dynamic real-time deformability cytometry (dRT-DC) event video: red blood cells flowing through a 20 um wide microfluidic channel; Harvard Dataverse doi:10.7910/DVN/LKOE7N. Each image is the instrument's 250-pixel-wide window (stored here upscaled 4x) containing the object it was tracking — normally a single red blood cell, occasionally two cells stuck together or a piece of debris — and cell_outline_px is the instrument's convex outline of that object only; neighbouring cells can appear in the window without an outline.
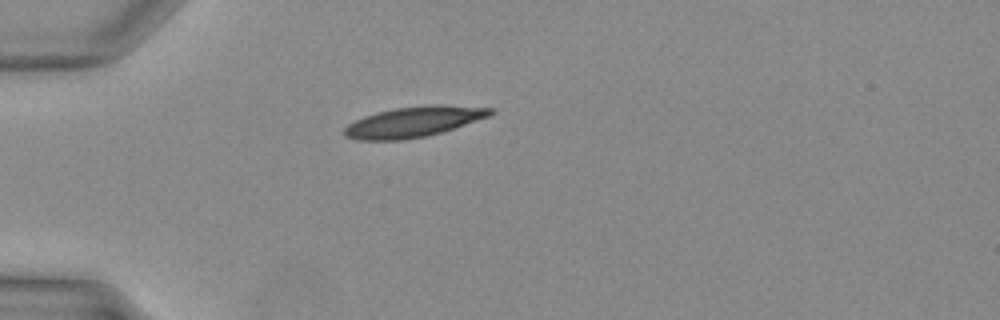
{"species": "Egyptian fruit bat (a non-hibernating species)", "species_latin": "Rousettus aegyptiacus", "temperature_condition": "warm", "stored_images_in_passage": 29, "camera_frame_rate_fps": 3000, "um_per_image_px": 0.085, "animal": {"sex": "female"}, "frame": {"image": 1, "passage_image": 1, "time_ms": 0.0, "image_size_px": [1000, 320], "cell_outline_px": [[496, 112], [488, 116], [440, 132], [424, 136], [400, 140], [356, 140], [344, 136], [344, 128], [348, 124], [364, 116], [376, 112], [396, 108], [432, 104], [492, 108]], "centroid_in_image_um": [35.1, 10.35], "position_along_channel_um": 49.9, "area_um2": 25.49}}
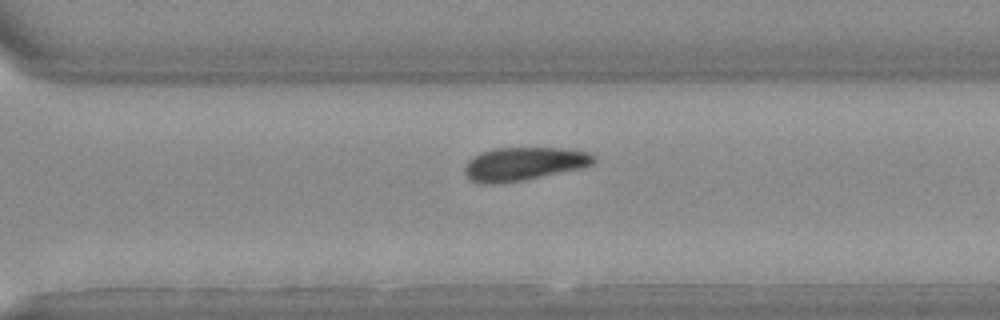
{"frame": {"image": 2, "passage_image": 18, "time_ms": 5.667, "image_size_px": [1000, 320], "cell_outline_px": [[596, 160], [592, 164], [584, 168], [524, 180], [496, 184], [484, 184], [472, 180], [464, 172], [464, 164], [472, 156], [480, 152], [492, 148], [572, 148], [588, 152], [596, 156]], "centroid_in_image_um": [44.55, 13.92], "position_along_channel_um": 326.1, "area_um2": 25.49}}
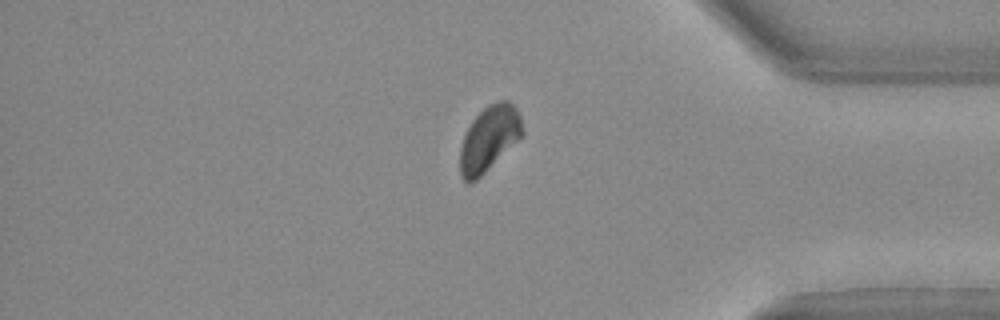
{"frame": {"image": 3, "passage_image": 23, "time_ms": 7.333, "image_size_px": [1000, 320], "cell_outline_px": [[524, 132], [476, 180], [468, 184], [460, 176], [460, 148], [464, 136], [472, 120], [488, 104], [500, 100], [508, 100], [516, 108], [520, 116]], "centroid_in_image_um": [41.54, 11.76], "position_along_channel_um": 393.7, "area_um2": 23.12}}